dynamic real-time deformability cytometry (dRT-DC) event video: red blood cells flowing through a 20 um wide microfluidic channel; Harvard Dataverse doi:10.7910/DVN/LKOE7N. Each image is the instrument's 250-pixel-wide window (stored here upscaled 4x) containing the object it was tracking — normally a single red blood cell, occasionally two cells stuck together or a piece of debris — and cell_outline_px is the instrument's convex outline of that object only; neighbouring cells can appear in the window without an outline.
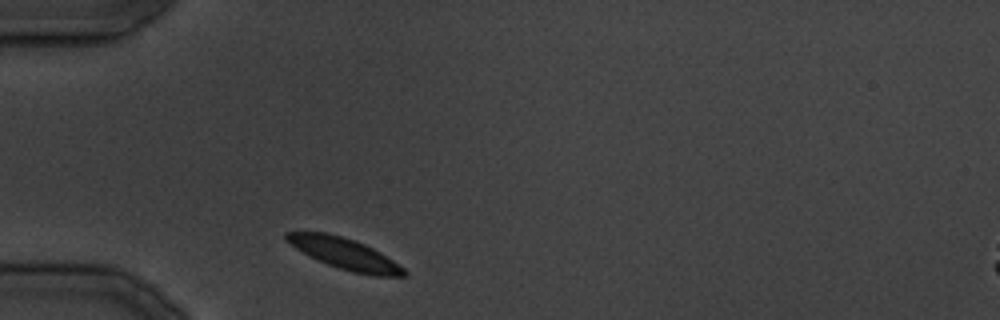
{"species": "common noctule bat (a hibernating species)", "species_latin": "Nyctalus noctula", "temperature_condition": "cold", "stored_images_in_passage": 9, "camera_frame_rate_fps": 3000, "um_per_image_px": 0.085, "animal": {"sex": "male", "body_mass_g": 19.5, "forearm_length_mm": 54.6}, "frame": {"image": 1, "passage_image": 1, "time_ms": 0.0, "image_size_px": [1000, 320], "cell_outline_px": [[408, 276], [376, 276], [352, 272], [328, 264], [296, 248], [284, 236], [284, 232], [328, 232], [364, 244], [380, 252], [404, 268], [408, 272]], "centroid_in_image_um": [29.35, 21.57], "position_along_channel_um": 55.6, "area_um2": 20.75}}
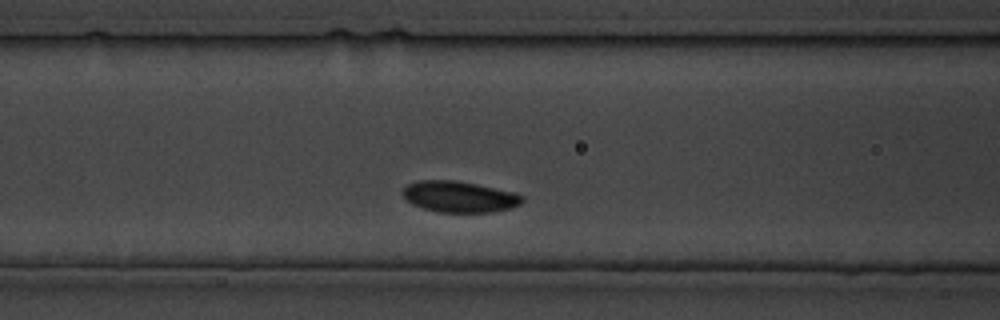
{"frame": {"image": 2, "passage_image": 6, "time_ms": 5.667, "image_size_px": [1000, 320], "cell_outline_px": [[524, 200], [520, 204], [508, 208], [492, 212], [440, 212], [424, 208], [412, 204], [400, 192], [408, 184], [420, 180], [452, 180], [476, 184], [512, 192], [524, 196]], "centroid_in_image_um": [39.02, 16.72], "position_along_channel_um": 127.6, "area_um2": 21.39}}
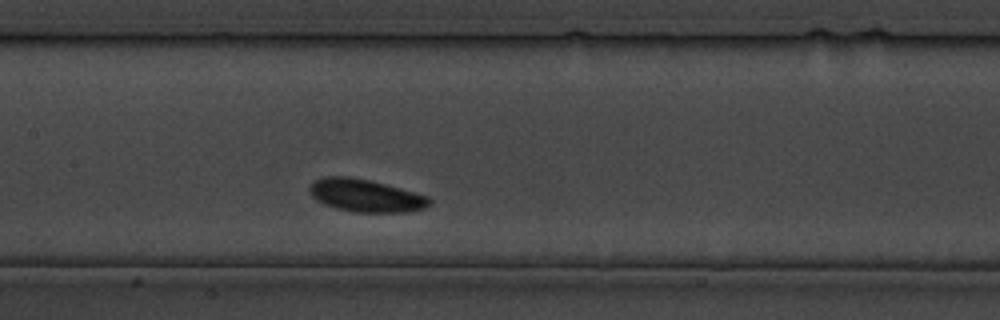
{"frame": {"image": 3, "passage_image": 9, "time_ms": 9.0, "image_size_px": [1000, 320], "cell_outline_px": [[432, 204], [424, 208], [408, 212], [356, 212], [336, 208], [324, 204], [316, 200], [308, 192], [308, 188], [312, 180], [324, 176], [348, 176], [368, 180], [400, 188], [428, 196], [432, 200]], "centroid_in_image_um": [31.05, 16.62], "position_along_channel_um": 176.4, "area_um2": 22.95}}